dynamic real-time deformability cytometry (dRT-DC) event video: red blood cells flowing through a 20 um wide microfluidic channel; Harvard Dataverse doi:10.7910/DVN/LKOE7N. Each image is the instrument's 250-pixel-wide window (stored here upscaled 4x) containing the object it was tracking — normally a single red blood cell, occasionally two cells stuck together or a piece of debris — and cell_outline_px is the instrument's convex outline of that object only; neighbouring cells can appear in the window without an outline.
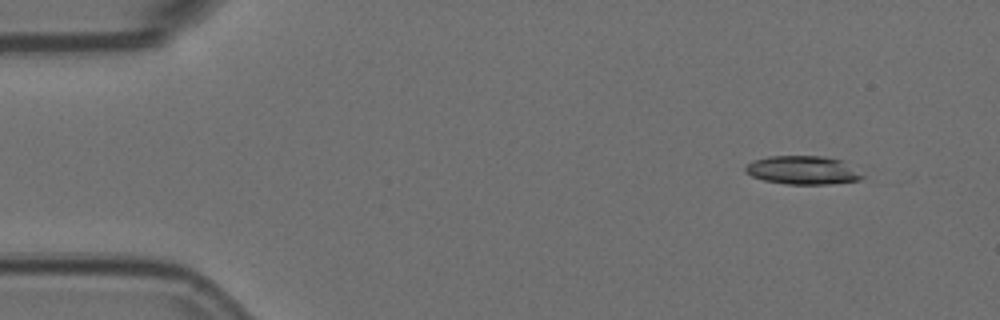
{"species": "Egyptian fruit bat (a non-hibernating species)", "species_latin": "Rousettus aegyptiacus", "temperature_condition": "room temperature", "stored_images_in_passage": 5, "camera_frame_rate_fps": 3000, "um_per_image_px": 0.085, "animal": {"sex": "female"}, "frame": {"image": 1, "passage_image": 1, "time_ms": 0.0, "image_size_px": [1000, 320], "cell_outline_px": [[864, 176], [860, 180], [828, 184], [788, 184], [764, 180], [752, 176], [744, 172], [744, 168], [748, 164], [756, 160], [768, 156], [824, 156], [840, 160]], "centroid_in_image_um": [68.19, 14.46], "position_along_channel_um": 16.8, "area_um2": 19.07}}